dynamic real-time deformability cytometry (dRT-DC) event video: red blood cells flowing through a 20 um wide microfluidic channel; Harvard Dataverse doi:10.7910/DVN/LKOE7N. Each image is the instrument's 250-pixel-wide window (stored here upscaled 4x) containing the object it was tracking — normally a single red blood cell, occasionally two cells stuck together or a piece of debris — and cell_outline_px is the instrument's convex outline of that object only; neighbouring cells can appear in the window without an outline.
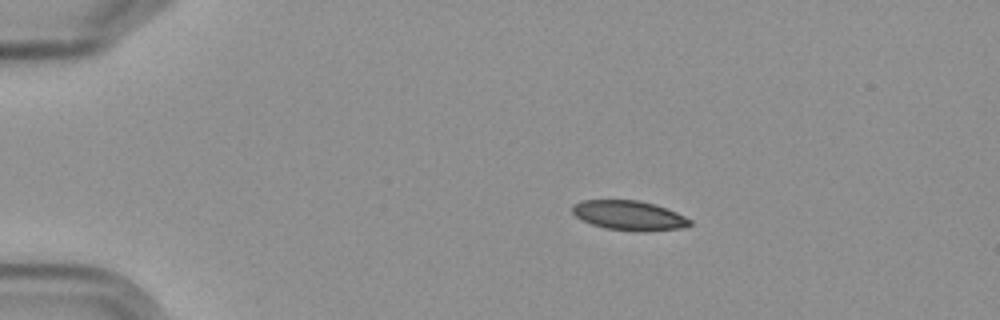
{"species": "Egyptian fruit bat (a non-hibernating species)", "species_latin": "Rousettus aegyptiacus", "temperature_condition": "cold", "stored_images_in_passage": 5, "camera_frame_rate_fps": 3000, "um_per_image_px": 0.085, "frame": {"image": 1, "passage_image": 3, "time_ms": 2.333, "image_size_px": [1000, 320], "cell_outline_px": [[692, 224], [680, 228], [644, 232], [640, 232], [604, 228], [592, 224], [576, 216], [572, 212], [572, 204], [584, 200], [640, 200], [676, 212], [692, 220]], "centroid_in_image_um": [53.47, 18.32], "position_along_channel_um": 31.5, "area_um2": 20.17}}